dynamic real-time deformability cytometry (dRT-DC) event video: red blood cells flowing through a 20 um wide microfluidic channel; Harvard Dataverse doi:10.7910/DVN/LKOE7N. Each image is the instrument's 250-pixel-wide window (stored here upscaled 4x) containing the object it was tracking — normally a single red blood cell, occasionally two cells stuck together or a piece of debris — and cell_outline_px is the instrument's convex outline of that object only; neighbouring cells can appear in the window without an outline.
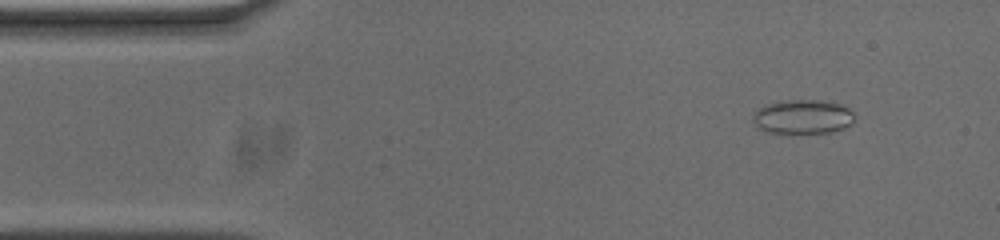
{"species": "common noctule bat (a hibernating species)", "species_latin": "Nyctalus noctula", "temperature_condition": "cold", "stored_images_in_passage": 53, "camera_frame_rate_fps": 3000, "um_per_image_px": 0.085, "animal": {"sex": "male", "body_mass_g": 20.0, "forearm_length_mm": 53.3}, "frame": {"image": 1, "passage_image": 5, "time_ms": 1.333, "image_size_px": [1000, 240], "cell_outline_px": [[852, 124], [844, 128], [828, 132], [792, 136], [788, 136], [768, 132], [756, 128], [752, 120], [752, 116], [760, 108], [768, 104], [788, 100], [820, 100], [840, 104], [848, 108], [852, 112]], "centroid_in_image_um": [68.18, 9.98], "position_along_channel_um": 16.8, "area_um2": 20.81}}
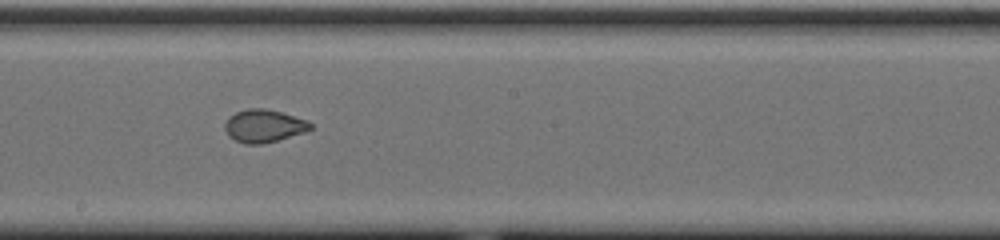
{"frame": {"image": 2, "passage_image": 28, "time_ms": 9.0, "image_size_px": [1000, 240], "cell_outline_px": [[312, 128], [304, 132], [264, 144], [244, 144], [228, 136], [224, 128], [224, 124], [228, 116], [236, 112], [248, 108], [264, 108], [280, 112], [308, 120], [312, 124]], "centroid_in_image_um": [22.4, 10.7], "position_along_channel_um": 225.8, "area_um2": 16.42}}
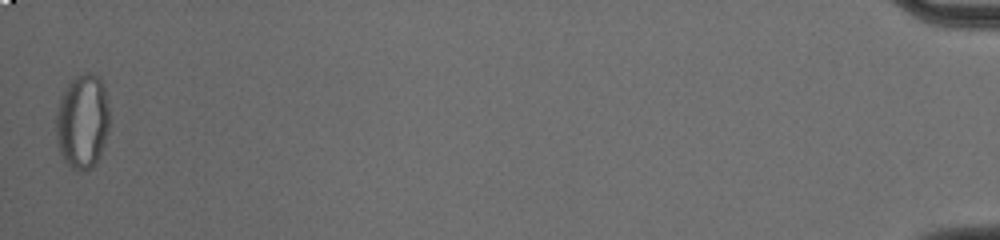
{"frame": {"image": 3, "passage_image": 53, "time_ms": 17.333, "image_size_px": [1000, 240], "cell_outline_px": [[108, 128], [100, 156], [96, 164], [92, 168], [80, 172], [72, 168], [64, 160], [60, 152], [56, 136], [56, 112], [60, 96], [68, 84], [72, 80], [84, 72], [92, 72], [100, 76], [104, 84], [108, 108]], "centroid_in_image_um": [7.01, 10.31], "position_along_channel_um": 428.2, "area_um2": 29.65}, "authors_computed_cell_mechanics": {"area_um2": 18.207, "velocity_mm_per_s": 3.7052, "shape_relaxation_time_tau1_ms": 6.3463, "shape_relaxation_time_tau2_ms": 0.9415, "deformation_change_tau1": 0.1429, "deformation_change_tau2": 0.0416}}